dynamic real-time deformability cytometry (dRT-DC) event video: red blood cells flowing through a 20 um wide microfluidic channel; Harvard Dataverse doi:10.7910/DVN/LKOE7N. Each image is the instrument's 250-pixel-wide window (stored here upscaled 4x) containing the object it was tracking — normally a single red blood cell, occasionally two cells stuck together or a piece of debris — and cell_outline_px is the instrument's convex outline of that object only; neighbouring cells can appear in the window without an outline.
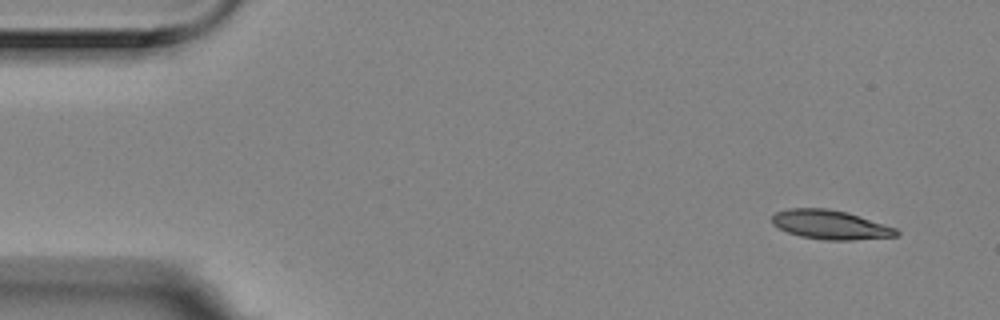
{"species": "Egyptian fruit bat (a non-hibernating species)", "species_latin": "Rousettus aegyptiacus", "temperature_condition": "room temperature", "stored_images_in_passage": 12, "camera_frame_rate_fps": 3000, "um_per_image_px": 0.085, "animal": {"sex": "female"}, "frame": {"image": 1, "passage_image": 1, "time_ms": 0.0, "image_size_px": [1000, 320], "cell_outline_px": [[900, 232], [896, 236], [852, 240], [824, 240], [800, 236], [788, 232], [772, 224], [772, 216], [776, 212], [788, 208], [828, 208], [848, 212], [896, 228]], "centroid_in_image_um": [70.57, 19.09], "position_along_channel_um": 14.4, "area_um2": 21.1}}
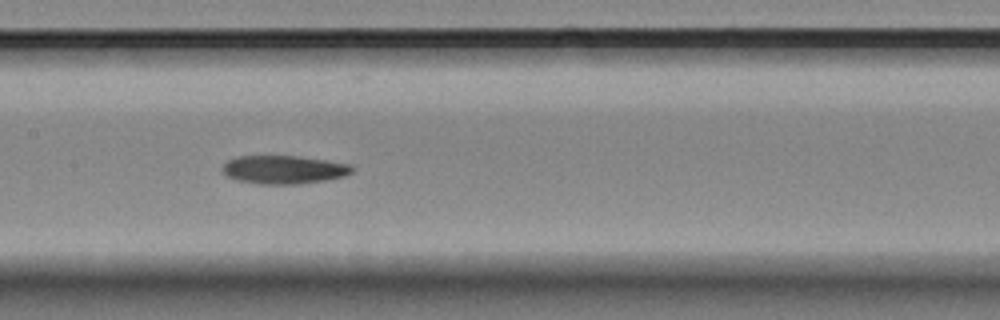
{"frame": {"image": 2, "passage_image": 7, "time_ms": 2.0, "image_size_px": [1000, 320], "cell_outline_px": [[356, 168], [352, 172], [344, 176], [324, 180], [300, 184], [260, 184], [236, 180], [228, 176], [220, 168], [228, 160], [236, 156], [296, 156], [352, 164]], "centroid_in_image_um": [24.13, 14.42], "position_along_channel_um": 183.3, "area_um2": 21.44}}
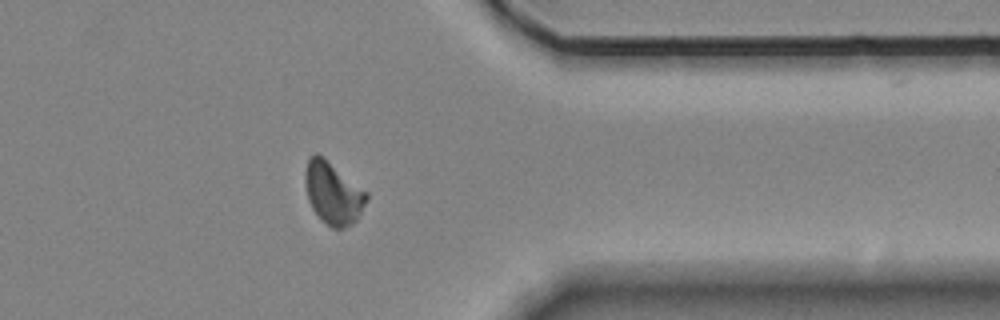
{"frame": {"image": 3, "passage_image": 12, "time_ms": 3.667, "image_size_px": [1000, 320], "cell_outline_px": [[368, 196], [356, 220], [352, 224], [344, 228], [332, 228], [320, 220], [312, 208], [308, 200], [304, 180], [304, 172], [308, 156], [316, 152], [368, 192]], "centroid_in_image_um": [28.27, 16.41], "position_along_channel_um": 383.1, "area_um2": 22.2}}